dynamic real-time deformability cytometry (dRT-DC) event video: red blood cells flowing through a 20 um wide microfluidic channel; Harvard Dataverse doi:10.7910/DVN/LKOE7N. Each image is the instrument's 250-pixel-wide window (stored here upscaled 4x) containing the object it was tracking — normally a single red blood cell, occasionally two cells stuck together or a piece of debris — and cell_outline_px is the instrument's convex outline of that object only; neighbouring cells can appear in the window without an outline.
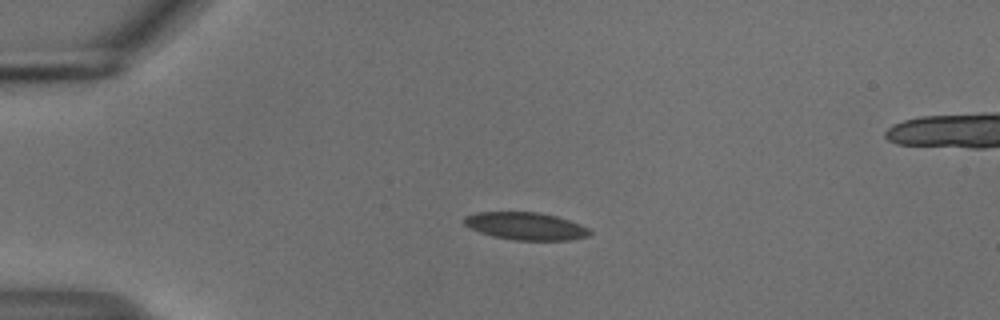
{"species": "common noctule bat (a hibernating species)", "species_latin": "Nyctalus noctula", "temperature_condition": "cold", "stored_images_in_passage": 54, "camera_frame_rate_fps": 3000, "um_per_image_px": 0.085, "animal": {"sex": "male", "body_mass_g": 18.8}, "frame": {"image": 1, "passage_image": 13, "time_ms": 4.0, "image_size_px": [1000, 320], "cell_outline_px": [[592, 232], [588, 236], [568, 240], [516, 240], [492, 236], [480, 232], [464, 224], [464, 216], [476, 212], [540, 212], [556, 216], [580, 224], [588, 228]], "centroid_in_image_um": [44.68, 19.21], "position_along_channel_um": 40.3, "area_um2": 20.06}}
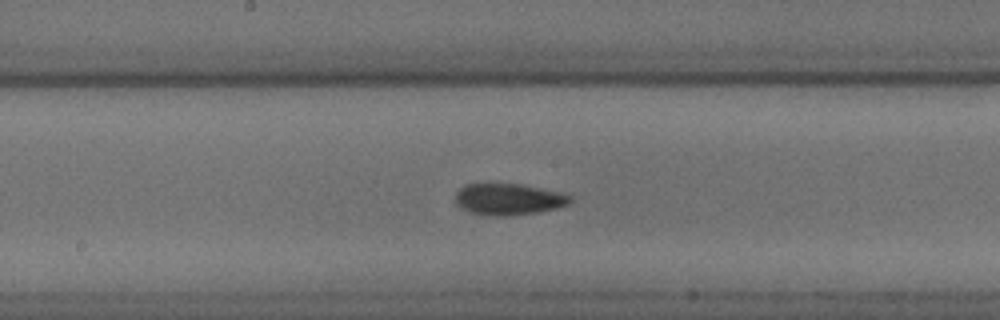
{"frame": {"image": 2, "passage_image": 29, "time_ms": 9.333, "image_size_px": [1000, 320], "cell_outline_px": [[572, 200], [568, 204], [556, 208], [536, 212], [500, 216], [488, 216], [472, 212], [456, 204], [456, 192], [464, 184], [520, 184], [564, 192], [572, 196]], "centroid_in_image_um": [43.26, 16.92], "position_along_channel_um": 204.9, "area_um2": 20.92}}
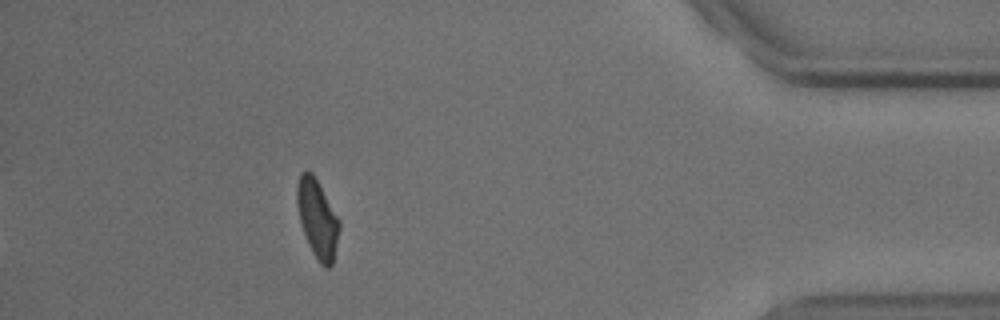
{"frame": {"image": 3, "passage_image": 49, "time_ms": 16.0, "image_size_px": [1000, 320], "cell_outline_px": [[340, 228], [332, 264], [328, 268], [324, 268], [320, 264], [312, 252], [304, 232], [300, 220], [296, 204], [296, 184], [300, 172], [312, 172], [340, 220]], "centroid_in_image_um": [26.97, 18.58], "position_along_channel_um": 408.2, "area_um2": 19.19}, "authors_computed_cell_mechanics": {"area_um2": 20.23, "velocity_mm_per_s": 3.7256, "shape_relaxation_time_tau1_ms": 11.369, "shape_relaxation_time_tau2_ms": null, "deformation_change_tau1": 0.166, "deformation_change_tau2": null}}